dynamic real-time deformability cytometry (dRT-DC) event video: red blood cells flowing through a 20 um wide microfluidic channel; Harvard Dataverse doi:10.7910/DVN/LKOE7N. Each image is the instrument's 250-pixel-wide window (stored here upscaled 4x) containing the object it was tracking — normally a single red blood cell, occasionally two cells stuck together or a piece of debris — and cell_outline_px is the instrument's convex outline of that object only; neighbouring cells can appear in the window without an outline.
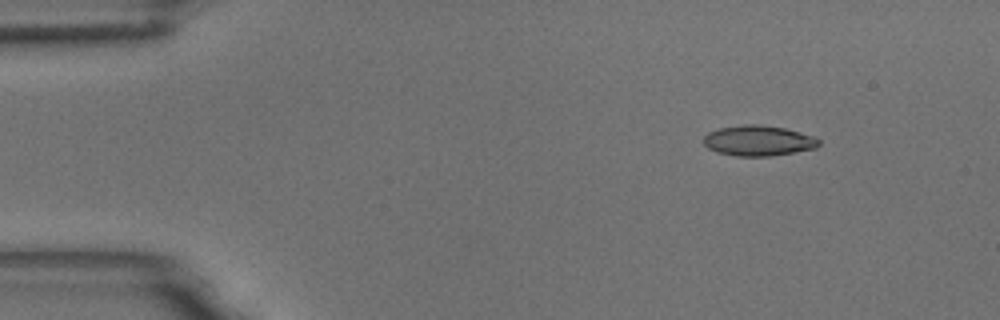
{"species": "common noctule bat (a hibernating species)", "species_latin": "Nyctalus noctula", "temperature_condition": "room temperature", "stored_images_in_passage": 49, "camera_frame_rate_fps": 3000, "um_per_image_px": 0.085, "animal": {"sex": "male", "body_mass_g": 18.8}, "frame": {"image": 1, "passage_image": 1, "time_ms": 0.0, "image_size_px": [1000, 320], "cell_outline_px": [[820, 144], [816, 148], [772, 156], [736, 156], [716, 152], [708, 148], [704, 144], [704, 136], [708, 132], [716, 128], [744, 124], [760, 124], [784, 128], [816, 136], [820, 140]], "centroid_in_image_um": [64.46, 11.95], "position_along_channel_um": 20.5, "area_um2": 20.69}}
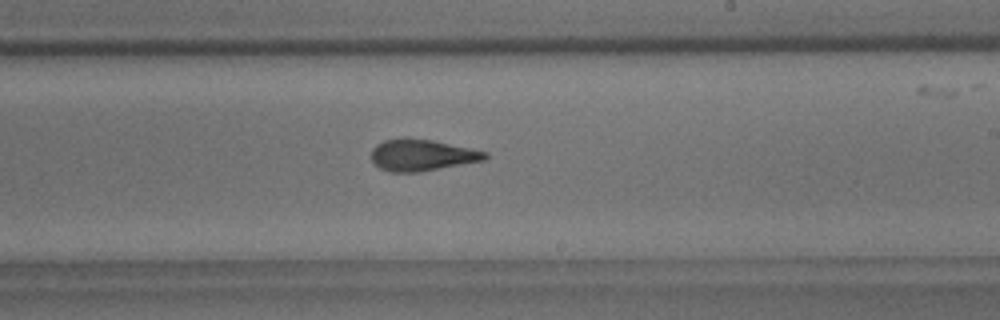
{"frame": {"image": 2, "passage_image": 27, "time_ms": 8.667, "image_size_px": [1000, 320], "cell_outline_px": [[488, 156], [484, 160], [420, 172], [388, 172], [380, 168], [372, 160], [372, 148], [376, 144], [384, 140], [404, 136], [432, 140], [488, 152]], "centroid_in_image_um": [35.83, 13.17], "position_along_channel_um": 253.2, "area_um2": 21.04}}
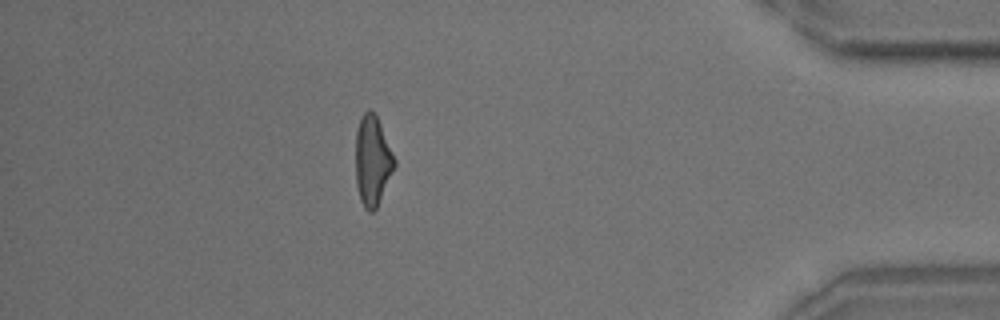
{"frame": {"image": 3, "passage_image": 43, "time_ms": 14.0, "image_size_px": [1000, 320], "cell_outline_px": [[396, 164], [376, 208], [372, 212], [368, 212], [364, 208], [360, 200], [356, 184], [356, 128], [364, 112], [368, 108], [376, 116], [380, 124], [396, 160]], "centroid_in_image_um": [31.65, 13.67], "position_along_channel_um": 403.6, "area_um2": 20.11}, "authors_computed_cell_mechanics": {"area_um2": 20.6924, "velocity_mm_per_s": 3.6414, "shape_relaxation_time_tau1_ms": 5.9581, "shape_relaxation_time_tau2_ms": 2.2934, "deformation_change_tau1": 0.1698, "deformation_change_tau2": 0.094}}